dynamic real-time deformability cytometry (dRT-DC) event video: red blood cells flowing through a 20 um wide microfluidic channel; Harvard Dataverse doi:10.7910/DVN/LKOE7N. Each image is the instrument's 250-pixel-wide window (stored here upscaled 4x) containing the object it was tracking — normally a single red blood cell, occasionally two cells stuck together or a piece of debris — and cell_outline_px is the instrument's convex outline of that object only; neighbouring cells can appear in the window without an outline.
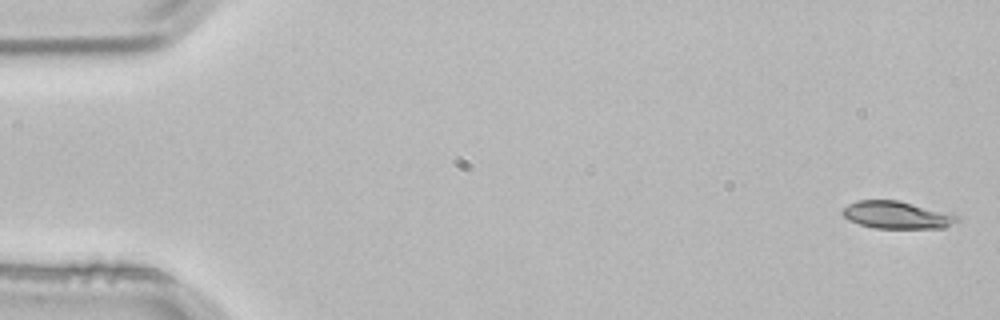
{"species": "common noctule bat (a hibernating species)", "species_latin": "Nyctalus noctula", "temperature_condition": "room temperature", "stored_images_in_passage": 3, "camera_frame_rate_fps": 3000, "um_per_image_px": 0.085, "animal": {"sex": "male", "body_mass_g": 21.5, "forearm_length_mm": 52.0}, "frame": {"image": 1, "passage_image": 1, "time_ms": 0.0, "image_size_px": [1000, 320], "cell_outline_px": [[960, 220], [944, 228], [876, 228], [860, 224], [848, 220], [840, 212], [848, 204], [856, 200], [896, 200], [952, 212], [960, 216]], "centroid_in_image_um": [76.28, 18.27], "position_along_channel_um": 8.7, "area_um2": 18.55}}
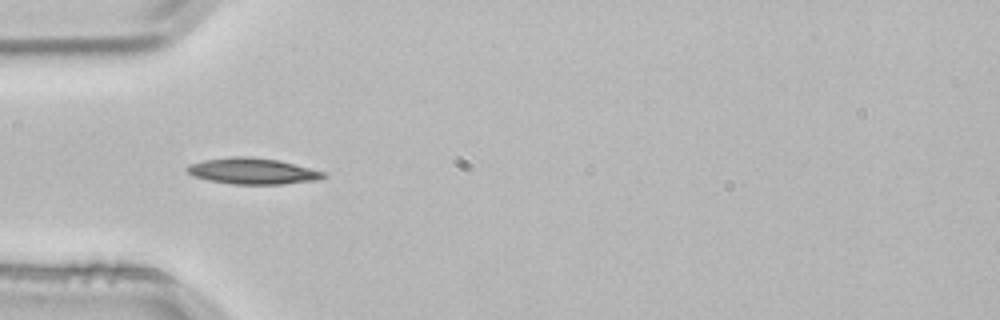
{"frame": {"image": 2, "passage_image": 3, "time_ms": 0.667, "image_size_px": [1000, 320], "cell_outline_px": [[328, 176], [316, 180], [280, 184], [232, 184], [208, 180], [192, 176], [184, 168], [188, 164], [204, 160], [232, 156], [248, 156], [280, 160], [324, 172]], "centroid_in_image_um": [21.43, 14.53], "position_along_channel_um": 63.6, "area_um2": 20.81}}